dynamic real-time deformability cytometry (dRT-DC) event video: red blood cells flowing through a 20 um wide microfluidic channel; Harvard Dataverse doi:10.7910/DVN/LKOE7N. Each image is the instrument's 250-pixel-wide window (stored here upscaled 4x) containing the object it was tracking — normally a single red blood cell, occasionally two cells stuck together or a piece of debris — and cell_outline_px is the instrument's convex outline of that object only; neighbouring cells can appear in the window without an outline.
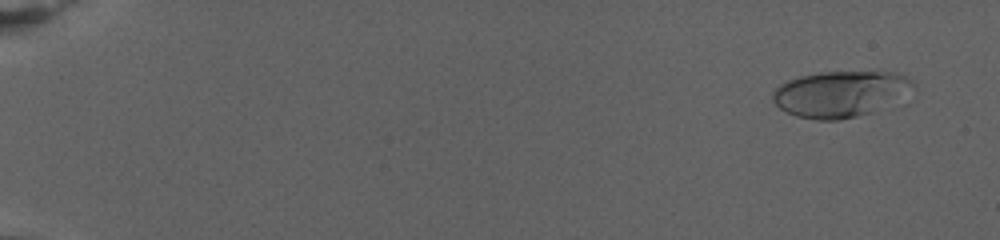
{"species": "human", "species_latin": "Homo sapiens", "temperature_condition": "warm", "stored_images_in_passage": 78, "camera_frame_rate_fps": 3000, "um_per_image_px": 0.085, "donor": {"sex": "female"}, "frame": {"image": 1, "passage_image": 5, "time_ms": 1.333, "image_size_px": [1000, 240], "cell_outline_px": [[912, 84], [872, 112], [856, 116], [836, 120], [816, 120], [796, 116], [780, 108], [772, 100], [772, 92], [780, 84], [788, 80], [800, 76], [820, 72], [892, 72], [904, 76]], "centroid_in_image_um": [71.22, 7.98], "position_along_channel_um": 13.8, "area_um2": 36.13}}
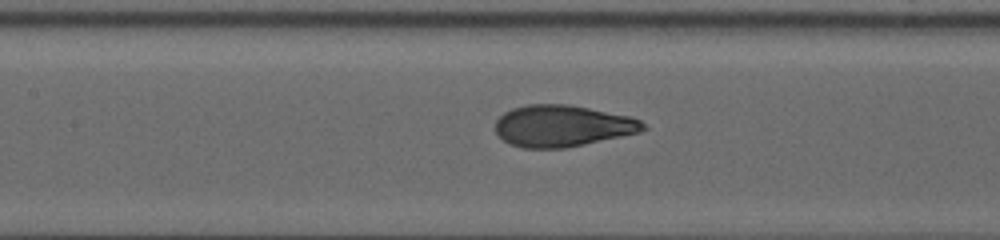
{"frame": {"image": 2, "passage_image": 40, "time_ms": 13.0, "image_size_px": [1000, 240], "cell_outline_px": [[648, 128], [640, 132], [584, 144], [564, 148], [524, 148], [508, 144], [496, 132], [496, 120], [504, 112], [512, 108], [528, 104], [568, 104], [628, 116], [640, 120]], "centroid_in_image_um": [47.78, 10.7], "position_along_channel_um": 159.6, "area_um2": 35.6}}
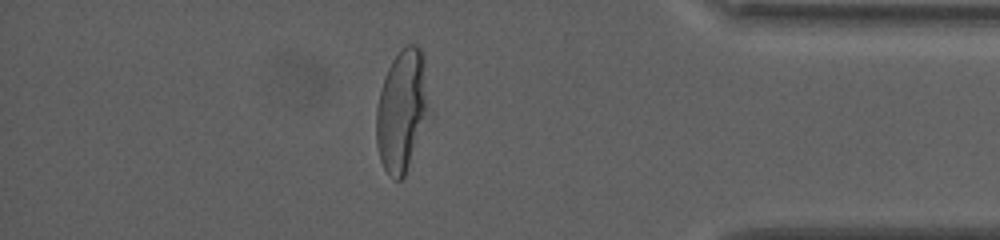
{"frame": {"image": 3, "passage_image": 69, "time_ms": 22.667, "image_size_px": [1000, 240], "cell_outline_px": [[428, 108], [404, 176], [400, 180], [396, 180], [388, 176], [380, 160], [376, 144], [376, 108], [380, 88], [384, 76], [392, 60], [408, 44], [416, 44], [424, 52]], "centroid_in_image_um": [34.11, 9.35], "position_along_channel_um": 401.1, "area_um2": 36.59}, "authors_computed_cell_mechanics": {"area_um2": 35.4603, "velocity_mm_per_s": 2.75, "shape_relaxation_time_tau1_ms": 7.5451, "shape_relaxation_time_tau2_ms": null, "deformation_change_tau1": 0.2969, "deformation_change_tau2": null}}